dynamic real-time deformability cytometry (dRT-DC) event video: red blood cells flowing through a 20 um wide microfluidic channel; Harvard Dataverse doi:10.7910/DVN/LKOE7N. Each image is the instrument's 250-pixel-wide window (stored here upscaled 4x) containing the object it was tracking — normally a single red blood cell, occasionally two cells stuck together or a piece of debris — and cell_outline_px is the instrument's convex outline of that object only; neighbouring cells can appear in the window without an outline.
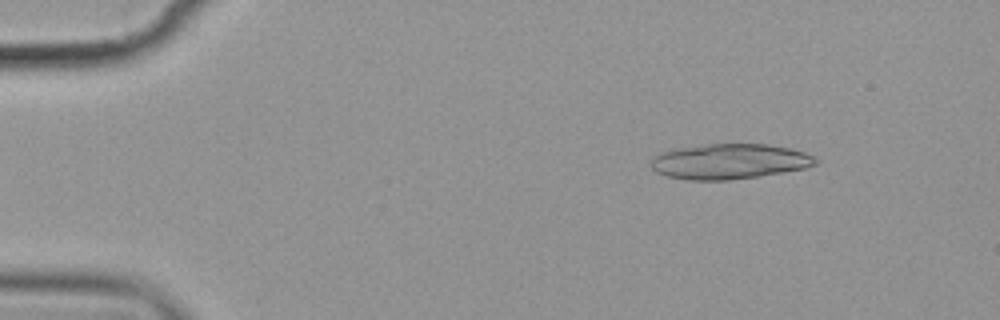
{"species": "common noctule bat (a hibernating species)", "species_latin": "Nyctalus noctula", "temperature_condition": "cold", "stored_images_in_passage": 6, "camera_frame_rate_fps": 3000, "um_per_image_px": 0.085, "animal": {"sex": "female", "body_mass_g": 19.9}, "frame": {"image": 1, "passage_image": 3, "time_ms": 2.0, "image_size_px": [1000, 320], "cell_outline_px": [[820, 160], [816, 164], [804, 168], [784, 172], [728, 180], [688, 180], [668, 176], [656, 172], [652, 168], [652, 160], [656, 156], [664, 152], [676, 148], [708, 144], [768, 144], [788, 148], [804, 152]], "centroid_in_image_um": [62.02, 13.72], "position_along_channel_um": 23.0, "area_um2": 33.47}}